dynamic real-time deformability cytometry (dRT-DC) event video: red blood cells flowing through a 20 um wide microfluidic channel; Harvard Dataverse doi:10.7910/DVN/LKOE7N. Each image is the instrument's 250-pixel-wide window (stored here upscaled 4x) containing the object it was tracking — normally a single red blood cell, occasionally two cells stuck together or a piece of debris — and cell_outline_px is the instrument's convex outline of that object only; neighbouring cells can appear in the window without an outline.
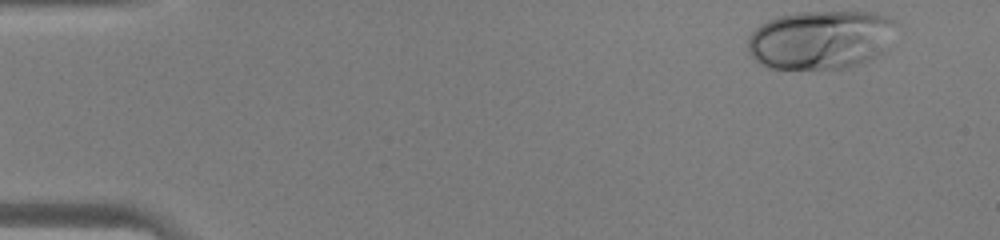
{"species": "human", "species_latin": "Homo sapiens", "temperature_condition": "warm", "stored_images_in_passage": 37, "camera_frame_rate_fps": 3000, "um_per_image_px": 0.085, "donor": {"sex": "male"}, "frame": {"image": 1, "passage_image": 1, "time_ms": 0.0, "image_size_px": [1000, 240], "cell_outline_px": [[896, 24], [888, 48], [884, 52], [868, 60], [844, 68], [768, 68], [760, 64], [748, 52], [748, 36], [756, 28], [768, 20], [776, 16], [800, 12], [876, 12], [892, 16], [896, 20]], "centroid_in_image_um": [69.78, 3.35], "position_along_channel_um": 15.2, "area_um2": 51.15}}
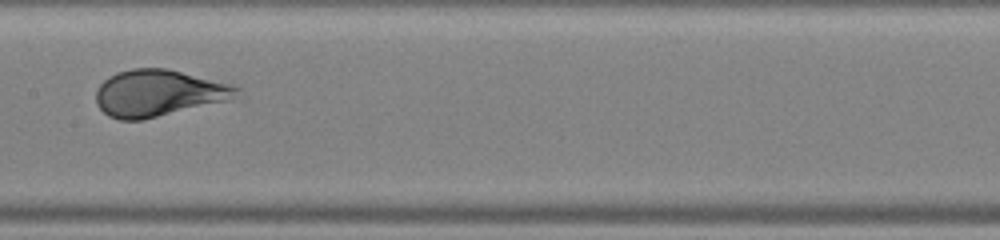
{"frame": {"image": 2, "passage_image": 21, "time_ms": 6.667, "image_size_px": [1000, 240], "cell_outline_px": [[240, 88], [232, 100], [144, 120], [120, 120], [108, 116], [96, 104], [96, 88], [108, 76], [116, 72], [132, 68], [164, 68], [232, 84]], "centroid_in_image_um": [13.45, 7.93], "position_along_channel_um": 194.0, "area_um2": 38.44}}
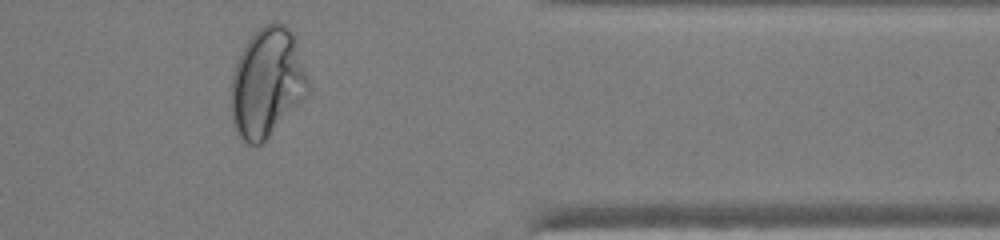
{"frame": {"image": 3, "passage_image": 35, "time_ms": 11.333, "image_size_px": [1000, 240], "cell_outline_px": [[308, 92], [264, 140], [260, 144], [248, 144], [240, 136], [232, 120], [232, 76], [236, 64], [248, 40], [264, 24], [276, 20], [284, 24], [288, 28], [292, 36], [308, 76]], "centroid_in_image_um": [22.69, 7.0], "position_along_channel_um": 388.7, "area_um2": 47.4}}